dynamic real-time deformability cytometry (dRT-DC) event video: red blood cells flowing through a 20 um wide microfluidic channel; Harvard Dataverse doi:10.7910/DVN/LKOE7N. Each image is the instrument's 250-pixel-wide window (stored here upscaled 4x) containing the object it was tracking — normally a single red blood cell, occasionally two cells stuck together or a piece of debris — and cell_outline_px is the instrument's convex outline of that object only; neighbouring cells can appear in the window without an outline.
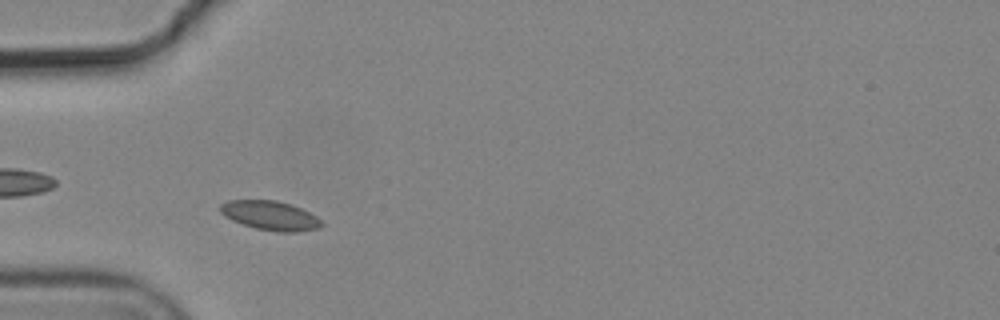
{"species": "common noctule bat (a hibernating species)", "species_latin": "Nyctalus noctula", "temperature_condition": "cold", "stored_images_in_passage": 7, "camera_frame_rate_fps": 3000, "um_per_image_px": 0.085, "animal": {"sex": "male", "body_mass_g": 19.2, "forearm_length_mm": 51.8}, "frame": {"image": 1, "passage_image": 6, "time_ms": 1.667, "image_size_px": [1000, 320], "cell_outline_px": [[324, 224], [320, 228], [296, 232], [276, 232], [256, 228], [232, 220], [224, 216], [220, 212], [220, 204], [228, 200], [276, 200], [292, 204], [316, 216]], "centroid_in_image_um": [22.97, 18.32], "position_along_channel_um": 62.0, "area_um2": 17.28}}
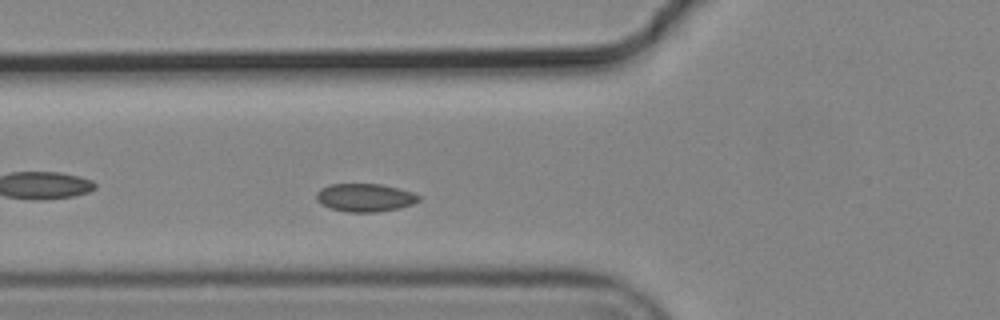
{"frame": {"image": 2, "passage_image": 7, "time_ms": 2.0, "image_size_px": [1000, 320], "cell_outline_px": [[420, 200], [412, 204], [400, 208], [376, 212], [348, 212], [328, 208], [320, 204], [316, 200], [316, 192], [320, 188], [328, 184], [380, 184], [412, 192], [420, 196]], "centroid_in_image_um": [30.97, 16.8], "position_along_channel_um": 94.8, "area_um2": 16.88}}